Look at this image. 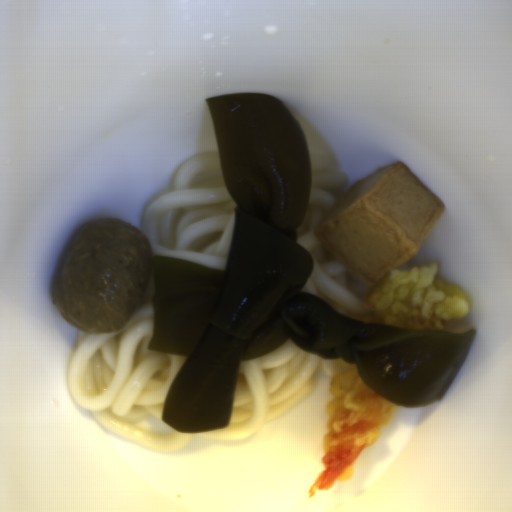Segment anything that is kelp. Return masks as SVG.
Masks as SVG:
<instances>
[{
  "label": "kelp",
  "mask_w": 512,
  "mask_h": 512,
  "mask_svg": "<svg viewBox=\"0 0 512 512\" xmlns=\"http://www.w3.org/2000/svg\"><path fill=\"white\" fill-rule=\"evenodd\" d=\"M221 174L236 204L225 270L153 256V333L147 349L187 357L163 402L180 434L228 426L241 360L287 340L354 364L394 404L443 400L478 329H412L353 319L300 292L315 268L298 242L309 202L308 143L283 100L265 92L204 99Z\"/></svg>",
  "instance_id": "obj_1"
}]
</instances>
